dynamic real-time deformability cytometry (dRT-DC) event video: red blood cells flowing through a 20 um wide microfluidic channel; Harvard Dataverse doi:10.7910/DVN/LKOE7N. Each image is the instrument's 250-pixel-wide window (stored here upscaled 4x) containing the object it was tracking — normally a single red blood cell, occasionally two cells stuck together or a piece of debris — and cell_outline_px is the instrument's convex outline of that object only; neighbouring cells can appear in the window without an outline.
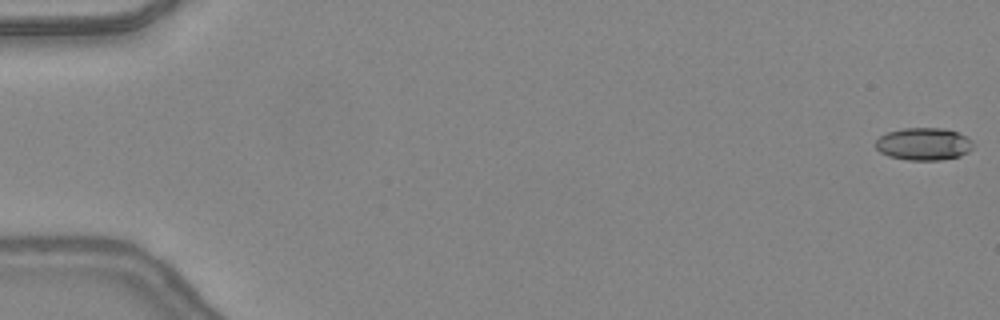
{"species": "common noctule bat (a hibernating species)", "species_latin": "Nyctalus noctula", "temperature_condition": "warm", "stored_images_in_passage": 10, "camera_frame_rate_fps": 3000, "um_per_image_px": 0.085, "animal": {"sex": "female", "body_mass_g": 24.6, "forearm_length_mm": 56.2}, "frame": {"image": 1, "passage_image": 1, "time_ms": 0.0, "image_size_px": [1000, 320], "cell_outline_px": [[976, 144], [968, 152], [960, 156], [940, 160], [908, 160], [888, 156], [880, 152], [876, 148], [876, 140], [880, 136], [888, 132], [904, 128], [944, 128], [968, 136]], "centroid_in_image_um": [78.55, 12.24], "position_along_channel_um": 6.5, "area_um2": 18.61}}